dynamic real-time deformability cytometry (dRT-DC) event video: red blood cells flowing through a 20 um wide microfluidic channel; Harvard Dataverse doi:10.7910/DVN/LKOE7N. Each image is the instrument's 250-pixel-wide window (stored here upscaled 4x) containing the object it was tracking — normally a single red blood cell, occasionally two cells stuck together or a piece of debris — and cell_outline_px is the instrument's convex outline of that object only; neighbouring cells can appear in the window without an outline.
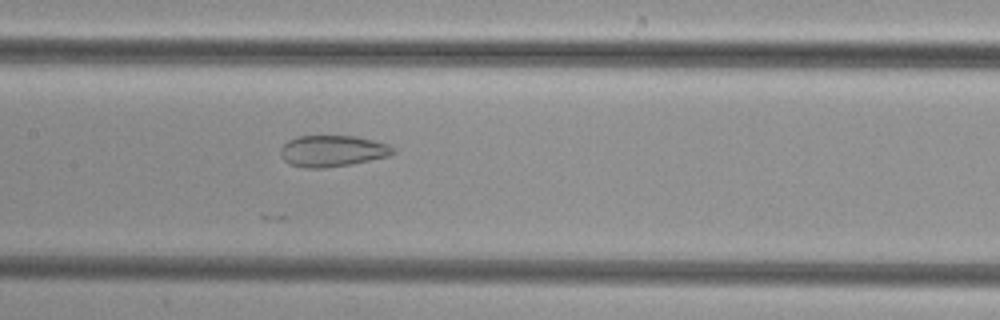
{"species": "common noctule bat (a hibernating species)", "species_latin": "Nyctalus noctula", "temperature_condition": "cold", "stored_images_in_passage": 51, "camera_frame_rate_fps": 3000, "um_per_image_px": 0.085, "animal": {"sex": "female", "body_mass_g": 29.2, "forearm_length_mm": 56.3}, "frame": {"image": 1, "passage_image": 25, "time_ms": 8.0, "image_size_px": [1000, 320], "cell_outline_px": [[396, 152], [388, 156], [352, 164], [324, 168], [304, 168], [288, 164], [280, 156], [280, 148], [288, 140], [296, 136], [356, 136], [388, 144], [396, 148]], "centroid_in_image_um": [28.24, 12.84], "position_along_channel_um": 179.2, "area_um2": 20.75}}
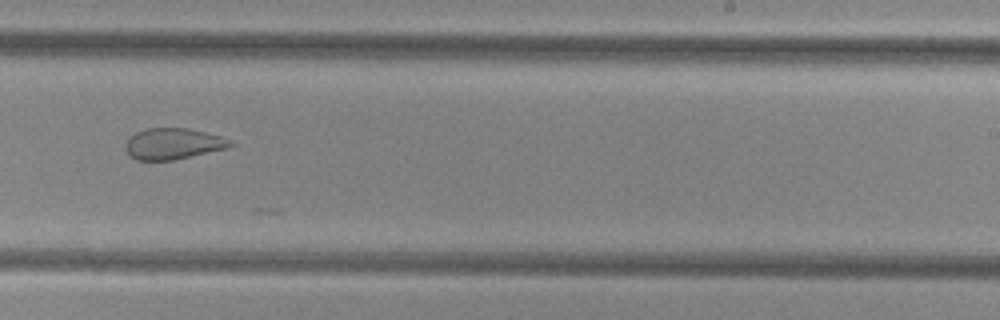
{"frame": {"image": 2, "passage_image": 32, "time_ms": 10.333, "image_size_px": [1000, 320], "cell_outline_px": [[236, 144], [228, 148], [172, 160], [136, 160], [124, 148], [124, 144], [128, 136], [144, 128], [188, 128], [220, 136], [232, 140]], "centroid_in_image_um": [14.7, 12.21], "position_along_channel_um": 274.3, "area_um2": 19.13}}
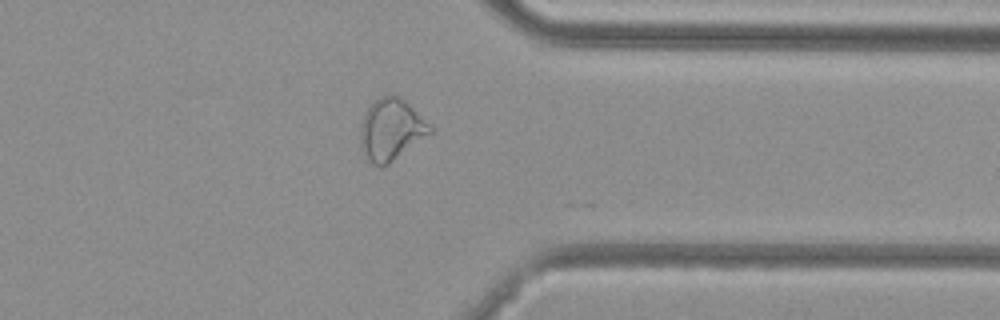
{"frame": {"image": 3, "passage_image": 40, "time_ms": 13.0, "image_size_px": [1000, 320], "cell_outline_px": [[432, 132], [388, 164], [372, 164], [364, 152], [360, 144], [360, 128], [364, 116], [368, 108], [376, 100], [384, 96], [400, 96], [432, 128]], "centroid_in_image_um": [33.22, 11.02], "position_along_channel_um": 378.2, "area_um2": 23.99}}